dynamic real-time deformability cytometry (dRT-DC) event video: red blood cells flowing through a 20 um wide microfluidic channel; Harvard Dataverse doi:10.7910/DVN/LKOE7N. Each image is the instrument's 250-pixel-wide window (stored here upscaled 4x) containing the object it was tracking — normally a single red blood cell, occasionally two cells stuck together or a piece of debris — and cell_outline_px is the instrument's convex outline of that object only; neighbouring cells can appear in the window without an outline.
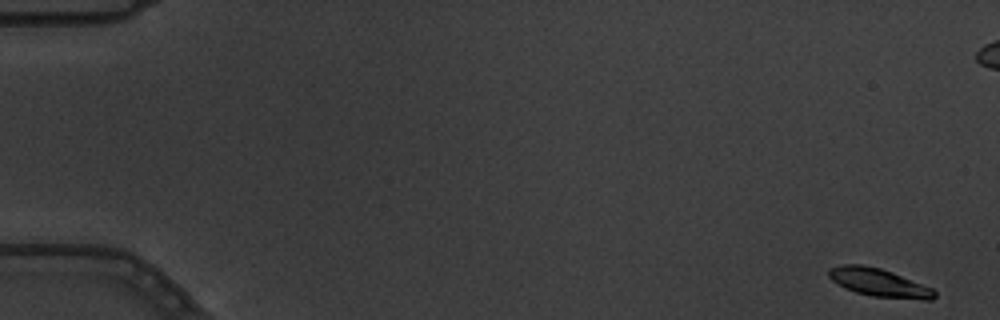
{"species": "common noctule bat (a hibernating species)", "species_latin": "Nyctalus noctula", "temperature_condition": "warm", "stored_images_in_passage": 7, "camera_frame_rate_fps": 3000, "um_per_image_px": 0.085, "animal": {"sex": "male", "body_mass_g": 19.5, "forearm_length_mm": 54.6}, "frame": {"image": 1, "passage_image": 1, "time_ms": 0.0, "image_size_px": [1000, 320], "cell_outline_px": [[936, 296], [932, 300], [924, 300], [872, 296], [856, 292], [844, 288], [832, 280], [828, 276], [828, 268], [844, 264], [864, 264], [880, 268], [892, 272], [932, 288], [936, 292]], "centroid_in_image_um": [74.7, 24.02], "position_along_channel_um": 10.3, "area_um2": 17.34}}